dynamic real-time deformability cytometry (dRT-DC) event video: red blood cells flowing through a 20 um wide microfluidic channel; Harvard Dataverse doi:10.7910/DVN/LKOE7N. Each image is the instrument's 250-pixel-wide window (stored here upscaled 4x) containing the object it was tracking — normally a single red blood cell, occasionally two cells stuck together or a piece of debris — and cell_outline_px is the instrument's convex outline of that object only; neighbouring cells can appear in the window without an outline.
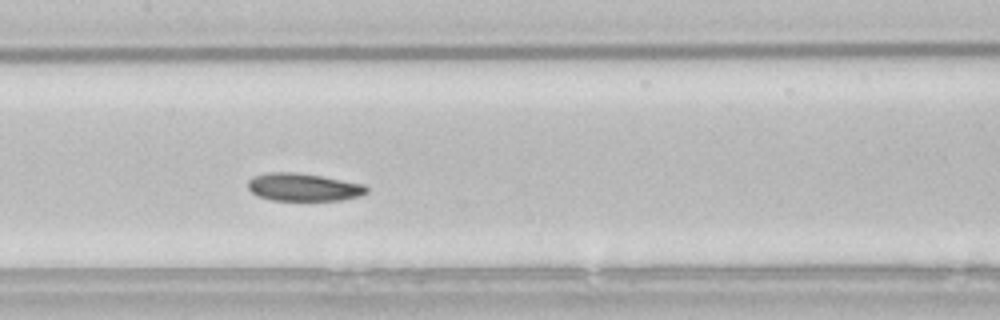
{"species": "common noctule bat (a hibernating species)", "species_latin": "Nyctalus noctula", "temperature_condition": "room temperature", "stored_images_in_passage": 51, "camera_frame_rate_fps": 3000, "um_per_image_px": 0.085, "animal": {"sex": "male", "body_mass_g": 21.5, "forearm_length_mm": 52.0}, "frame": {"image": 1, "passage_image": 22, "time_ms": 7.0, "image_size_px": [1000, 320], "cell_outline_px": [[368, 192], [360, 196], [340, 200], [272, 200], [260, 196], [252, 192], [248, 188], [248, 180], [252, 176], [268, 172], [296, 172], [320, 176], [364, 184], [368, 188]], "centroid_in_image_um": [25.78, 15.9], "position_along_channel_um": 181.6, "area_um2": 19.13}, "authors_computed_cell_mechanics": {"area_um2": 19.7676, "velocity_mm_per_s": 3.7487, "shape_relaxation_time_tau1_ms": 9.4349, "shape_relaxation_time_tau2_ms": 4.0092, "deformation_change_tau1": 0.17, "deformation_change_tau2": 0.0644}}